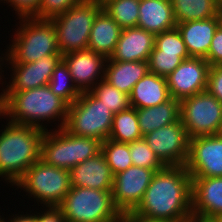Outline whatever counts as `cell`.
I'll return each instance as SVG.
<instances>
[{"label":"cell","instance_id":"cell-20","mask_svg":"<svg viewBox=\"0 0 222 222\" xmlns=\"http://www.w3.org/2000/svg\"><path fill=\"white\" fill-rule=\"evenodd\" d=\"M220 25L219 16L177 23L182 39L190 57L206 58L212 38Z\"/></svg>","mask_w":222,"mask_h":222},{"label":"cell","instance_id":"cell-6","mask_svg":"<svg viewBox=\"0 0 222 222\" xmlns=\"http://www.w3.org/2000/svg\"><path fill=\"white\" fill-rule=\"evenodd\" d=\"M111 191L72 186L58 208L65 222H119Z\"/></svg>","mask_w":222,"mask_h":222},{"label":"cell","instance_id":"cell-5","mask_svg":"<svg viewBox=\"0 0 222 222\" xmlns=\"http://www.w3.org/2000/svg\"><path fill=\"white\" fill-rule=\"evenodd\" d=\"M101 152V142L61 129L46 130L41 141L40 159L54 167L70 170Z\"/></svg>","mask_w":222,"mask_h":222},{"label":"cell","instance_id":"cell-24","mask_svg":"<svg viewBox=\"0 0 222 222\" xmlns=\"http://www.w3.org/2000/svg\"><path fill=\"white\" fill-rule=\"evenodd\" d=\"M122 28L102 9L93 22L88 48L108 59L120 38Z\"/></svg>","mask_w":222,"mask_h":222},{"label":"cell","instance_id":"cell-11","mask_svg":"<svg viewBox=\"0 0 222 222\" xmlns=\"http://www.w3.org/2000/svg\"><path fill=\"white\" fill-rule=\"evenodd\" d=\"M143 139L165 166H185L190 137L180 119L144 135Z\"/></svg>","mask_w":222,"mask_h":222},{"label":"cell","instance_id":"cell-41","mask_svg":"<svg viewBox=\"0 0 222 222\" xmlns=\"http://www.w3.org/2000/svg\"><path fill=\"white\" fill-rule=\"evenodd\" d=\"M30 211V214L26 212V214H13V216H10L9 220L7 222H35V213H32ZM13 217V218H12Z\"/></svg>","mask_w":222,"mask_h":222},{"label":"cell","instance_id":"cell-10","mask_svg":"<svg viewBox=\"0 0 222 222\" xmlns=\"http://www.w3.org/2000/svg\"><path fill=\"white\" fill-rule=\"evenodd\" d=\"M180 120L191 138L217 135L222 123V103L207 90L180 101Z\"/></svg>","mask_w":222,"mask_h":222},{"label":"cell","instance_id":"cell-35","mask_svg":"<svg viewBox=\"0 0 222 222\" xmlns=\"http://www.w3.org/2000/svg\"><path fill=\"white\" fill-rule=\"evenodd\" d=\"M82 1L84 0H42L38 12L33 17L51 20Z\"/></svg>","mask_w":222,"mask_h":222},{"label":"cell","instance_id":"cell-42","mask_svg":"<svg viewBox=\"0 0 222 222\" xmlns=\"http://www.w3.org/2000/svg\"><path fill=\"white\" fill-rule=\"evenodd\" d=\"M185 222H217V220H209V219H203V218L191 216Z\"/></svg>","mask_w":222,"mask_h":222},{"label":"cell","instance_id":"cell-30","mask_svg":"<svg viewBox=\"0 0 222 222\" xmlns=\"http://www.w3.org/2000/svg\"><path fill=\"white\" fill-rule=\"evenodd\" d=\"M140 0H113L103 9L123 29L137 27Z\"/></svg>","mask_w":222,"mask_h":222},{"label":"cell","instance_id":"cell-34","mask_svg":"<svg viewBox=\"0 0 222 222\" xmlns=\"http://www.w3.org/2000/svg\"><path fill=\"white\" fill-rule=\"evenodd\" d=\"M153 50H163V52L170 53H188L177 27L156 34Z\"/></svg>","mask_w":222,"mask_h":222},{"label":"cell","instance_id":"cell-26","mask_svg":"<svg viewBox=\"0 0 222 222\" xmlns=\"http://www.w3.org/2000/svg\"><path fill=\"white\" fill-rule=\"evenodd\" d=\"M177 23L205 20L218 16L215 0H171Z\"/></svg>","mask_w":222,"mask_h":222},{"label":"cell","instance_id":"cell-31","mask_svg":"<svg viewBox=\"0 0 222 222\" xmlns=\"http://www.w3.org/2000/svg\"><path fill=\"white\" fill-rule=\"evenodd\" d=\"M90 91L114 114L130 107L129 95L119 91L104 79L99 81Z\"/></svg>","mask_w":222,"mask_h":222},{"label":"cell","instance_id":"cell-23","mask_svg":"<svg viewBox=\"0 0 222 222\" xmlns=\"http://www.w3.org/2000/svg\"><path fill=\"white\" fill-rule=\"evenodd\" d=\"M167 79L148 72L132 88L130 106L136 109L153 107L170 99Z\"/></svg>","mask_w":222,"mask_h":222},{"label":"cell","instance_id":"cell-4","mask_svg":"<svg viewBox=\"0 0 222 222\" xmlns=\"http://www.w3.org/2000/svg\"><path fill=\"white\" fill-rule=\"evenodd\" d=\"M19 19L13 40L2 54V66L7 63H31L47 55L61 54L52 20L34 17Z\"/></svg>","mask_w":222,"mask_h":222},{"label":"cell","instance_id":"cell-39","mask_svg":"<svg viewBox=\"0 0 222 222\" xmlns=\"http://www.w3.org/2000/svg\"><path fill=\"white\" fill-rule=\"evenodd\" d=\"M35 222H65V219L58 207H43L42 212L35 214Z\"/></svg>","mask_w":222,"mask_h":222},{"label":"cell","instance_id":"cell-21","mask_svg":"<svg viewBox=\"0 0 222 222\" xmlns=\"http://www.w3.org/2000/svg\"><path fill=\"white\" fill-rule=\"evenodd\" d=\"M176 25L171 0H140L137 27L156 35Z\"/></svg>","mask_w":222,"mask_h":222},{"label":"cell","instance_id":"cell-15","mask_svg":"<svg viewBox=\"0 0 222 222\" xmlns=\"http://www.w3.org/2000/svg\"><path fill=\"white\" fill-rule=\"evenodd\" d=\"M61 60L62 54H53L31 63H8L6 66L12 69L11 80L7 84L1 83L2 86L7 85L1 89L2 92H20L48 85Z\"/></svg>","mask_w":222,"mask_h":222},{"label":"cell","instance_id":"cell-40","mask_svg":"<svg viewBox=\"0 0 222 222\" xmlns=\"http://www.w3.org/2000/svg\"><path fill=\"white\" fill-rule=\"evenodd\" d=\"M119 222H164L140 217L132 212L122 213Z\"/></svg>","mask_w":222,"mask_h":222},{"label":"cell","instance_id":"cell-36","mask_svg":"<svg viewBox=\"0 0 222 222\" xmlns=\"http://www.w3.org/2000/svg\"><path fill=\"white\" fill-rule=\"evenodd\" d=\"M14 9L18 18L33 17L39 10L42 0H4V4ZM10 4V5H9Z\"/></svg>","mask_w":222,"mask_h":222},{"label":"cell","instance_id":"cell-17","mask_svg":"<svg viewBox=\"0 0 222 222\" xmlns=\"http://www.w3.org/2000/svg\"><path fill=\"white\" fill-rule=\"evenodd\" d=\"M192 216L209 220L222 216V177L192 178Z\"/></svg>","mask_w":222,"mask_h":222},{"label":"cell","instance_id":"cell-9","mask_svg":"<svg viewBox=\"0 0 222 222\" xmlns=\"http://www.w3.org/2000/svg\"><path fill=\"white\" fill-rule=\"evenodd\" d=\"M103 8L94 0H84L65 13L52 18L62 55L86 50L97 14Z\"/></svg>","mask_w":222,"mask_h":222},{"label":"cell","instance_id":"cell-3","mask_svg":"<svg viewBox=\"0 0 222 222\" xmlns=\"http://www.w3.org/2000/svg\"><path fill=\"white\" fill-rule=\"evenodd\" d=\"M6 123L0 131V177L13 188L40 159L45 130L9 121Z\"/></svg>","mask_w":222,"mask_h":222},{"label":"cell","instance_id":"cell-8","mask_svg":"<svg viewBox=\"0 0 222 222\" xmlns=\"http://www.w3.org/2000/svg\"><path fill=\"white\" fill-rule=\"evenodd\" d=\"M114 113L91 91L82 92L69 105L64 128L77 136L94 138L101 143L108 139Z\"/></svg>","mask_w":222,"mask_h":222},{"label":"cell","instance_id":"cell-25","mask_svg":"<svg viewBox=\"0 0 222 222\" xmlns=\"http://www.w3.org/2000/svg\"><path fill=\"white\" fill-rule=\"evenodd\" d=\"M142 136L177 122L180 119V101L170 98L153 107L136 109Z\"/></svg>","mask_w":222,"mask_h":222},{"label":"cell","instance_id":"cell-16","mask_svg":"<svg viewBox=\"0 0 222 222\" xmlns=\"http://www.w3.org/2000/svg\"><path fill=\"white\" fill-rule=\"evenodd\" d=\"M76 87L81 92L90 91L104 79L106 58L92 50L72 52L62 55Z\"/></svg>","mask_w":222,"mask_h":222},{"label":"cell","instance_id":"cell-22","mask_svg":"<svg viewBox=\"0 0 222 222\" xmlns=\"http://www.w3.org/2000/svg\"><path fill=\"white\" fill-rule=\"evenodd\" d=\"M149 72L148 61L106 60L104 80L129 95L134 85Z\"/></svg>","mask_w":222,"mask_h":222},{"label":"cell","instance_id":"cell-38","mask_svg":"<svg viewBox=\"0 0 222 222\" xmlns=\"http://www.w3.org/2000/svg\"><path fill=\"white\" fill-rule=\"evenodd\" d=\"M206 90L222 103V65L210 67Z\"/></svg>","mask_w":222,"mask_h":222},{"label":"cell","instance_id":"cell-32","mask_svg":"<svg viewBox=\"0 0 222 222\" xmlns=\"http://www.w3.org/2000/svg\"><path fill=\"white\" fill-rule=\"evenodd\" d=\"M190 58L188 53H170L153 50L148 59L149 72L167 77L183 60Z\"/></svg>","mask_w":222,"mask_h":222},{"label":"cell","instance_id":"cell-29","mask_svg":"<svg viewBox=\"0 0 222 222\" xmlns=\"http://www.w3.org/2000/svg\"><path fill=\"white\" fill-rule=\"evenodd\" d=\"M101 153L104 155L113 175L125 171L133 165L129 143L106 139L101 143Z\"/></svg>","mask_w":222,"mask_h":222},{"label":"cell","instance_id":"cell-46","mask_svg":"<svg viewBox=\"0 0 222 222\" xmlns=\"http://www.w3.org/2000/svg\"><path fill=\"white\" fill-rule=\"evenodd\" d=\"M218 16L220 20V25L222 26V11H219Z\"/></svg>","mask_w":222,"mask_h":222},{"label":"cell","instance_id":"cell-48","mask_svg":"<svg viewBox=\"0 0 222 222\" xmlns=\"http://www.w3.org/2000/svg\"><path fill=\"white\" fill-rule=\"evenodd\" d=\"M0 222H6L2 216H0Z\"/></svg>","mask_w":222,"mask_h":222},{"label":"cell","instance_id":"cell-27","mask_svg":"<svg viewBox=\"0 0 222 222\" xmlns=\"http://www.w3.org/2000/svg\"><path fill=\"white\" fill-rule=\"evenodd\" d=\"M108 139L123 143H130L143 139L139 129L136 108L130 106L114 114Z\"/></svg>","mask_w":222,"mask_h":222},{"label":"cell","instance_id":"cell-7","mask_svg":"<svg viewBox=\"0 0 222 222\" xmlns=\"http://www.w3.org/2000/svg\"><path fill=\"white\" fill-rule=\"evenodd\" d=\"M42 207H58L70 191V171L37 160L14 185Z\"/></svg>","mask_w":222,"mask_h":222},{"label":"cell","instance_id":"cell-1","mask_svg":"<svg viewBox=\"0 0 222 222\" xmlns=\"http://www.w3.org/2000/svg\"><path fill=\"white\" fill-rule=\"evenodd\" d=\"M132 213L150 220L185 222L192 216V177L185 166L157 171Z\"/></svg>","mask_w":222,"mask_h":222},{"label":"cell","instance_id":"cell-2","mask_svg":"<svg viewBox=\"0 0 222 222\" xmlns=\"http://www.w3.org/2000/svg\"><path fill=\"white\" fill-rule=\"evenodd\" d=\"M0 94L1 117H6L5 119H8L9 122L30 125L45 131L48 130V125L45 126V124H50V121L57 120L60 123L57 129H61L65 125L69 105L56 96L48 85L20 92H1Z\"/></svg>","mask_w":222,"mask_h":222},{"label":"cell","instance_id":"cell-19","mask_svg":"<svg viewBox=\"0 0 222 222\" xmlns=\"http://www.w3.org/2000/svg\"><path fill=\"white\" fill-rule=\"evenodd\" d=\"M69 171L71 185L74 187L112 190L114 175L101 152Z\"/></svg>","mask_w":222,"mask_h":222},{"label":"cell","instance_id":"cell-18","mask_svg":"<svg viewBox=\"0 0 222 222\" xmlns=\"http://www.w3.org/2000/svg\"><path fill=\"white\" fill-rule=\"evenodd\" d=\"M155 46V34L140 27L123 28L112 61H148Z\"/></svg>","mask_w":222,"mask_h":222},{"label":"cell","instance_id":"cell-43","mask_svg":"<svg viewBox=\"0 0 222 222\" xmlns=\"http://www.w3.org/2000/svg\"><path fill=\"white\" fill-rule=\"evenodd\" d=\"M96 1L102 8H104L109 2L113 0H94Z\"/></svg>","mask_w":222,"mask_h":222},{"label":"cell","instance_id":"cell-37","mask_svg":"<svg viewBox=\"0 0 222 222\" xmlns=\"http://www.w3.org/2000/svg\"><path fill=\"white\" fill-rule=\"evenodd\" d=\"M205 60L212 66L222 65V26L216 29Z\"/></svg>","mask_w":222,"mask_h":222},{"label":"cell","instance_id":"cell-47","mask_svg":"<svg viewBox=\"0 0 222 222\" xmlns=\"http://www.w3.org/2000/svg\"><path fill=\"white\" fill-rule=\"evenodd\" d=\"M218 135L222 137V123H221L220 130H219V132H218Z\"/></svg>","mask_w":222,"mask_h":222},{"label":"cell","instance_id":"cell-12","mask_svg":"<svg viewBox=\"0 0 222 222\" xmlns=\"http://www.w3.org/2000/svg\"><path fill=\"white\" fill-rule=\"evenodd\" d=\"M160 170L132 165L114 175L111 193L114 205L121 214L132 212L138 206L154 174Z\"/></svg>","mask_w":222,"mask_h":222},{"label":"cell","instance_id":"cell-33","mask_svg":"<svg viewBox=\"0 0 222 222\" xmlns=\"http://www.w3.org/2000/svg\"><path fill=\"white\" fill-rule=\"evenodd\" d=\"M129 148L133 166L148 169H164L166 167L150 149L144 139L130 142Z\"/></svg>","mask_w":222,"mask_h":222},{"label":"cell","instance_id":"cell-49","mask_svg":"<svg viewBox=\"0 0 222 222\" xmlns=\"http://www.w3.org/2000/svg\"><path fill=\"white\" fill-rule=\"evenodd\" d=\"M217 222H222V216L219 219H217Z\"/></svg>","mask_w":222,"mask_h":222},{"label":"cell","instance_id":"cell-28","mask_svg":"<svg viewBox=\"0 0 222 222\" xmlns=\"http://www.w3.org/2000/svg\"><path fill=\"white\" fill-rule=\"evenodd\" d=\"M51 91L68 105H71L82 93L75 85L68 66L63 60L55 67L48 83Z\"/></svg>","mask_w":222,"mask_h":222},{"label":"cell","instance_id":"cell-45","mask_svg":"<svg viewBox=\"0 0 222 222\" xmlns=\"http://www.w3.org/2000/svg\"><path fill=\"white\" fill-rule=\"evenodd\" d=\"M219 11H222V0H215Z\"/></svg>","mask_w":222,"mask_h":222},{"label":"cell","instance_id":"cell-44","mask_svg":"<svg viewBox=\"0 0 222 222\" xmlns=\"http://www.w3.org/2000/svg\"><path fill=\"white\" fill-rule=\"evenodd\" d=\"M2 61H3V56L2 57L0 56V67H1L0 68V81L3 80L1 75H2V72L4 73V71H5V70H2L3 69L2 66H1L2 65ZM0 97H1V94H0Z\"/></svg>","mask_w":222,"mask_h":222},{"label":"cell","instance_id":"cell-13","mask_svg":"<svg viewBox=\"0 0 222 222\" xmlns=\"http://www.w3.org/2000/svg\"><path fill=\"white\" fill-rule=\"evenodd\" d=\"M185 167L192 178L222 177V137L191 138Z\"/></svg>","mask_w":222,"mask_h":222},{"label":"cell","instance_id":"cell-14","mask_svg":"<svg viewBox=\"0 0 222 222\" xmlns=\"http://www.w3.org/2000/svg\"><path fill=\"white\" fill-rule=\"evenodd\" d=\"M210 65L204 58L190 57L170 73L167 86L170 97L183 100L206 91Z\"/></svg>","mask_w":222,"mask_h":222}]
</instances>
